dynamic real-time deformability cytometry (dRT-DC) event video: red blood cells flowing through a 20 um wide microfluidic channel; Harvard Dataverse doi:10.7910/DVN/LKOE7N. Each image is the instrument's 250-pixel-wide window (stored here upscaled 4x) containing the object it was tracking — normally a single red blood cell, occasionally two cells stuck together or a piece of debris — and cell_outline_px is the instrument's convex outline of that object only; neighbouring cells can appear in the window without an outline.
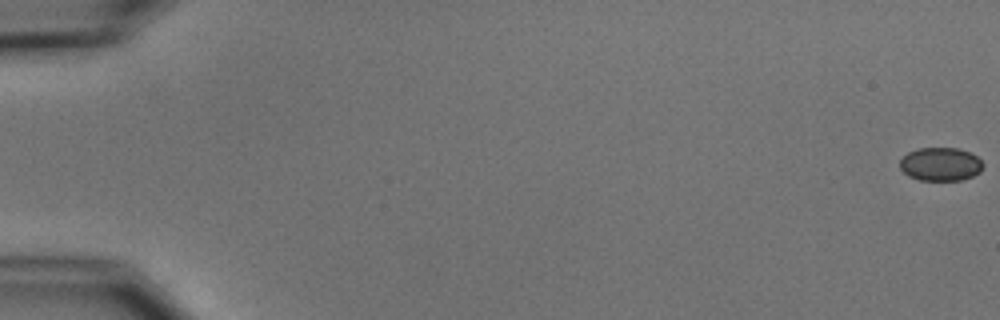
{"species": "common noctule bat (a hibernating species)", "species_latin": "Nyctalus noctula", "temperature_condition": "cold", "stored_images_in_passage": 55, "camera_frame_rate_fps": 3000, "um_per_image_px": 0.085, "animal": {"sex": "male", "body_mass_g": 15.6}, "frame": {"image": 1, "passage_image": 1, "time_ms": 0.0, "image_size_px": [1000, 320], "cell_outline_px": [[984, 164], [980, 172], [972, 176], [960, 180], [920, 180], [908, 176], [900, 168], [900, 160], [908, 152], [920, 148], [960, 148], [972, 152]], "centroid_in_image_um": [79.96, 13.95], "position_along_channel_um": 5.0, "area_um2": 16.24}}
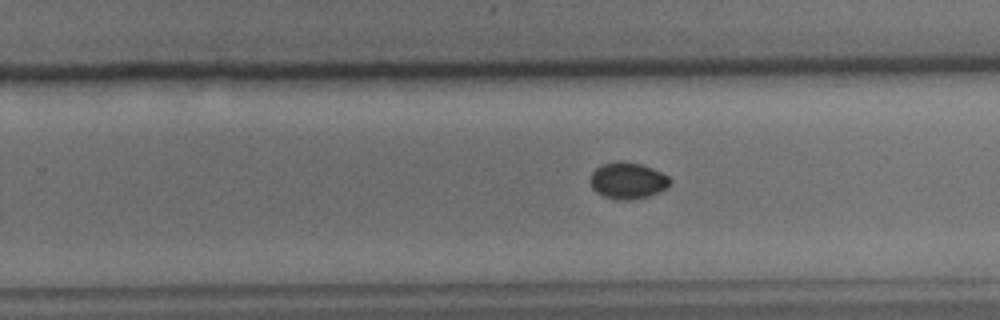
{"frame": {"image": 2, "passage_image": 36, "time_ms": 11.667, "image_size_px": [1000, 320], "cell_outline_px": [[672, 180], [664, 188], [648, 196], [628, 200], [624, 200], [604, 196], [596, 192], [592, 188], [588, 180], [592, 172], [596, 168], [604, 164], [616, 160], [620, 160], [640, 164], [652, 168], [668, 176]], "centroid_in_image_um": [53.3, 15.33], "position_along_channel_um": 276.5, "area_um2": 16.76}}
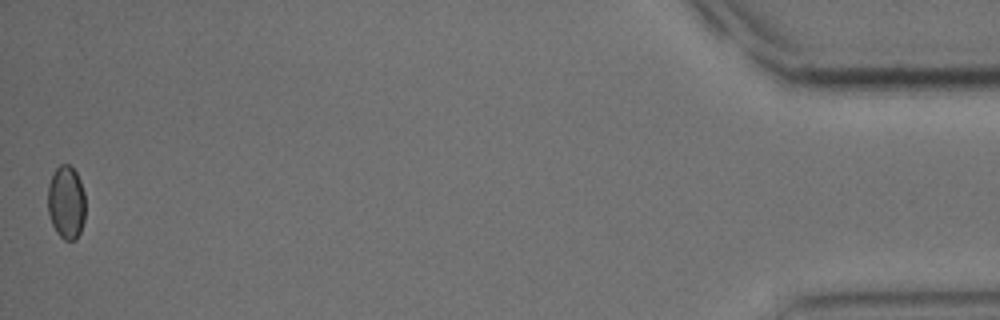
{"frame": {"image": 3, "passage_image": 55, "time_ms": 18.0, "image_size_px": [1000, 320], "cell_outline_px": [[84, 220], [80, 232], [76, 240], [64, 240], [56, 232], [52, 224], [48, 212], [48, 184], [56, 168], [60, 164], [68, 164], [76, 172], [80, 180], [84, 192]], "centroid_in_image_um": [5.62, 17.21], "position_along_channel_um": 429.6, "area_um2": 16.07}}